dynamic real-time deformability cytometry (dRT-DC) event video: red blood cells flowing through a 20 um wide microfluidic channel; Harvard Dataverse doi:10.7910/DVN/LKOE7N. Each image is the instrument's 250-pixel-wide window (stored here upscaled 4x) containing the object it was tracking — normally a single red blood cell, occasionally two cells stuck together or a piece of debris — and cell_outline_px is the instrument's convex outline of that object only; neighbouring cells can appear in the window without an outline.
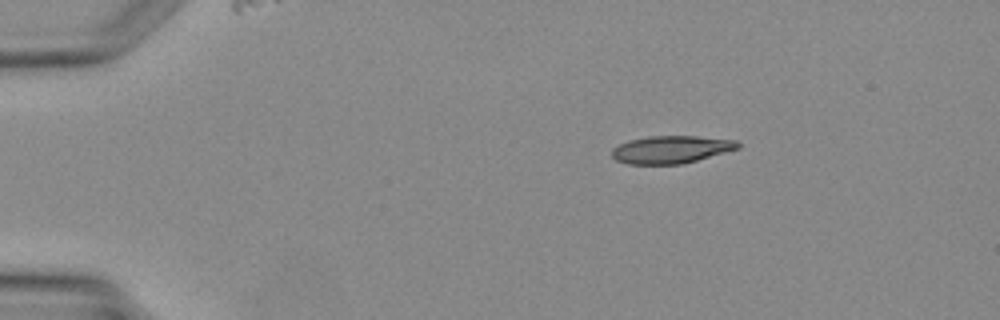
{"species": "Egyptian fruit bat (a non-hibernating species)", "species_latin": "Rousettus aegyptiacus", "temperature_condition": "warm", "stored_images_in_passage": 2, "camera_frame_rate_fps": 3000, "um_per_image_px": 0.085, "animal": {"sex": "female"}, "frame": {"image": 1, "passage_image": 1, "time_ms": 0.0, "image_size_px": [1000, 320], "cell_outline_px": [[740, 148], [696, 160], [680, 164], [628, 164], [616, 160], [612, 156], [612, 148], [628, 140], [648, 136], [696, 136], [736, 140], [740, 144]], "centroid_in_image_um": [57.03, 12.7], "position_along_channel_um": 28.0, "area_um2": 20.17}}